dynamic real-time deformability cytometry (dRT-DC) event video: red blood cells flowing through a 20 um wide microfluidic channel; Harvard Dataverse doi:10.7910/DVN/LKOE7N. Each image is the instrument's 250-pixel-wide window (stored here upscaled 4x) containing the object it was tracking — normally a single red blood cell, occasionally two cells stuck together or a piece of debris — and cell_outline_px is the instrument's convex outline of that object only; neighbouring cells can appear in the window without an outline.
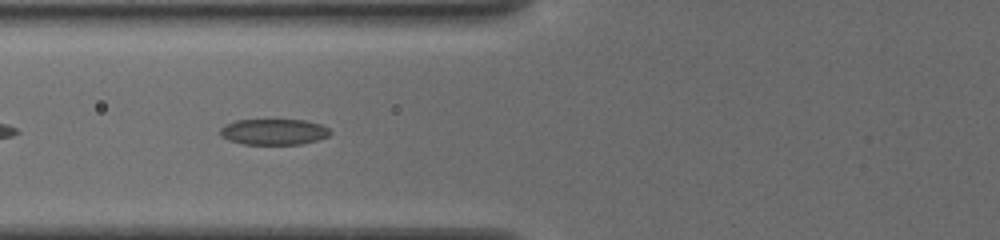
{"species": "common noctule bat (a hibernating species)", "species_latin": "Nyctalus noctula", "temperature_condition": "cold", "stored_images_in_passage": 36, "camera_frame_rate_fps": 3000, "um_per_image_px": 0.085, "animal": {"sex": "female", "body_mass_g": 19.5, "forearm_length_mm": 54.1}, "frame": {"image": 1, "passage_image": 5, "time_ms": 1.333, "image_size_px": [1000, 240], "cell_outline_px": [[332, 132], [328, 136], [316, 140], [300, 144], [244, 144], [228, 140], [220, 136], [220, 128], [224, 124], [236, 120], [304, 120], [320, 124], [328, 128]], "centroid_in_image_um": [23.24, 11.2], "position_along_channel_um": 102.6, "area_um2": 16.59}}
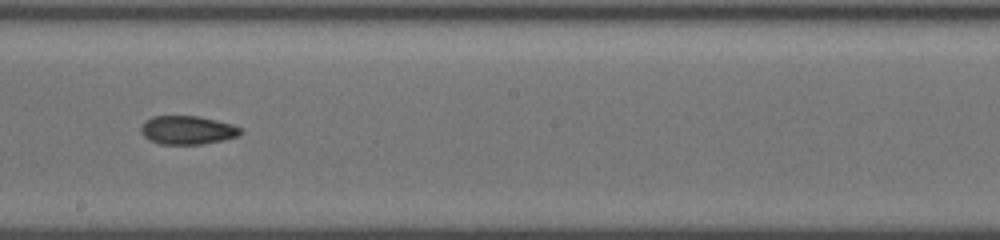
{"frame": {"image": 2, "passage_image": 15, "time_ms": 4.667, "image_size_px": [1000, 240], "cell_outline_px": [[244, 132], [240, 136], [224, 140], [204, 144], [160, 144], [148, 140], [140, 132], [140, 128], [152, 116], [200, 116], [232, 124], [240, 128]], "centroid_in_image_um": [15.97, 11.07], "position_along_channel_um": 232.2, "area_um2": 16.7}}
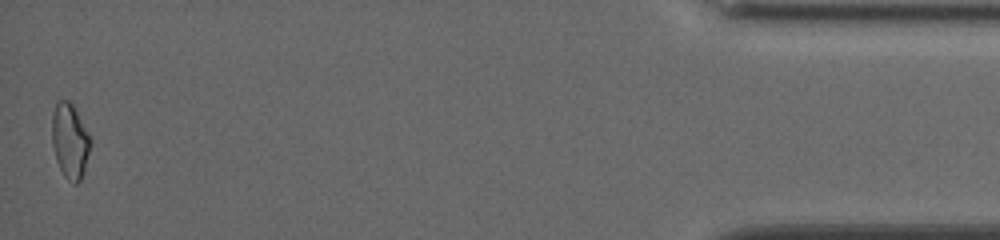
{"frame": {"image": 3, "passage_image": 36, "time_ms": 11.667, "image_size_px": [1000, 240], "cell_outline_px": [[88, 152], [84, 168], [80, 180], [76, 184], [72, 184], [64, 176], [56, 160], [52, 144], [52, 112], [56, 100], [68, 100], [72, 104], [88, 132]], "centroid_in_image_um": [5.89, 11.95], "position_along_channel_um": 429.3, "area_um2": 16.42}, "authors_computed_cell_mechanics": {"area_um2": 16.473, "velocity_mm_per_s": 3.8889, "shape_relaxation_time_tau1_ms": 8.8294, "shape_relaxation_time_tau2_ms": 4.6494, "deformation_change_tau1": 0.1549, "deformation_change_tau2": 0.1196}}